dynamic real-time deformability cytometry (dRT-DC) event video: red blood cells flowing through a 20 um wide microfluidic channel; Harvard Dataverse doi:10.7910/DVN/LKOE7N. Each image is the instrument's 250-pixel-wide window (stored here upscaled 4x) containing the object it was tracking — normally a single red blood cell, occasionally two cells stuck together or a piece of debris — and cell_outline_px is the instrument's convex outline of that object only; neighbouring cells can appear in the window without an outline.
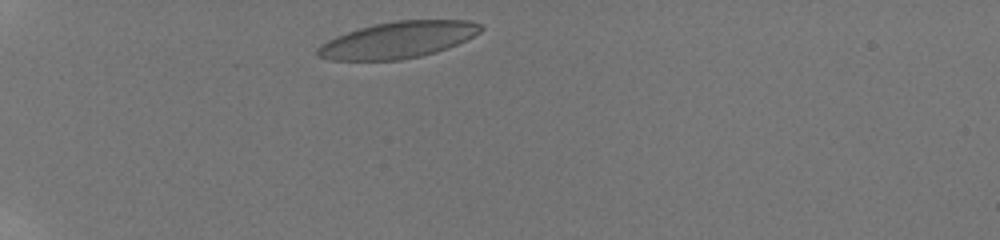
{"species": "human", "species_latin": "Homo sapiens", "temperature_condition": "room temperature", "stored_images_in_passage": 35, "camera_frame_rate_fps": 3000, "um_per_image_px": 0.085, "donor": {"sex": "male"}, "frame": {"image": 1, "passage_image": 2, "time_ms": 0.333, "image_size_px": [1000, 240], "cell_outline_px": [[484, 28], [480, 32], [448, 48], [436, 52], [420, 56], [400, 60], [328, 60], [316, 56], [316, 48], [320, 44], [336, 36], [360, 28], [376, 24], [396, 20], [468, 20], [484, 24]], "centroid_in_image_um": [33.82, 3.39], "position_along_channel_um": 51.2, "area_um2": 34.68}}
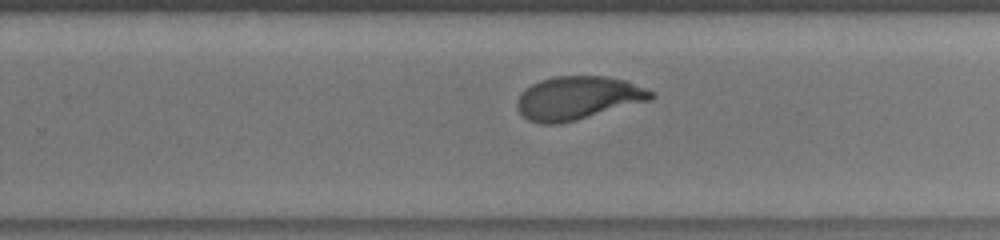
{"frame": {"image": 2, "passage_image": 23, "time_ms": 7.333, "image_size_px": [1000, 240], "cell_outline_px": [[656, 96], [652, 100], [576, 120], [556, 124], [540, 124], [528, 120], [520, 112], [516, 104], [516, 100], [520, 92], [532, 84], [540, 80], [552, 76], [604, 76], [624, 80], [656, 92]], "centroid_in_image_um": [49.12, 8.33], "position_along_channel_um": 280.7, "area_um2": 33.99}}
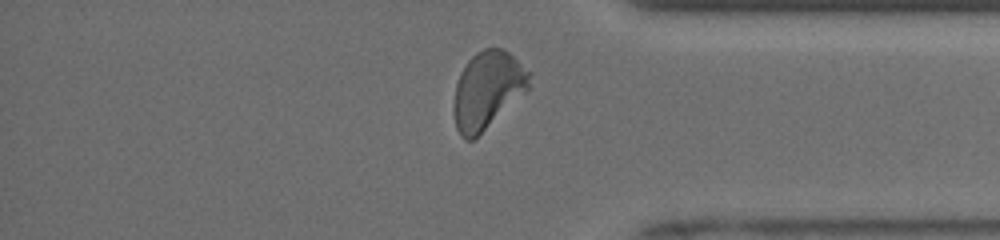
{"frame": {"image": 3, "passage_image": 32, "time_ms": 10.333, "image_size_px": [1000, 240], "cell_outline_px": [[532, 72], [528, 88], [472, 140], [464, 140], [460, 136], [456, 128], [452, 108], [456, 84], [460, 72], [468, 60], [476, 52], [484, 48], [504, 48]], "centroid_in_image_um": [41.4, 7.61], "position_along_channel_um": 393.8, "area_um2": 33.7}, "authors_computed_cell_mechanics": {"area_um2": 33.9286, "velocity_mm_per_s": 3.9263, "shape_relaxation_time_tau1_ms": 4.4452, "shape_relaxation_time_tau2_ms": null, "deformation_change_tau1": 0.1742, "deformation_change_tau2": null}}